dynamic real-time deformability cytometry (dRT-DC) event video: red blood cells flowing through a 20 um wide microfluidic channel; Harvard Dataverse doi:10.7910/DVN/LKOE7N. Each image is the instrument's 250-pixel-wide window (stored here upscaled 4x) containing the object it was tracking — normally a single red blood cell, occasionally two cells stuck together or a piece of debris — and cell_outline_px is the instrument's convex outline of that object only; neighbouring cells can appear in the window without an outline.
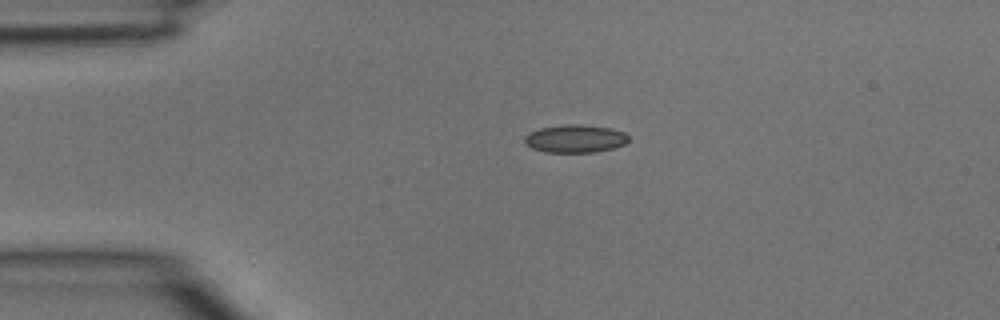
{"species": "common noctule bat (a hibernating species)", "species_latin": "Nyctalus noctula", "temperature_condition": "room temperature", "stored_images_in_passage": 4, "camera_frame_rate_fps": 3000, "um_per_image_px": 0.085, "animal": {"sex": "male", "body_mass_g": 15.6}, "frame": {"image": 1, "passage_image": 3, "time_ms": 0.667, "image_size_px": [1000, 320], "cell_outline_px": [[628, 140], [624, 144], [612, 148], [596, 152], [544, 152], [532, 148], [524, 140], [524, 136], [528, 132], [540, 128], [564, 124], [580, 124], [608, 128], [624, 132], [628, 136]], "centroid_in_image_um": [48.86, 11.78], "position_along_channel_um": 36.1, "area_um2": 16.82}}